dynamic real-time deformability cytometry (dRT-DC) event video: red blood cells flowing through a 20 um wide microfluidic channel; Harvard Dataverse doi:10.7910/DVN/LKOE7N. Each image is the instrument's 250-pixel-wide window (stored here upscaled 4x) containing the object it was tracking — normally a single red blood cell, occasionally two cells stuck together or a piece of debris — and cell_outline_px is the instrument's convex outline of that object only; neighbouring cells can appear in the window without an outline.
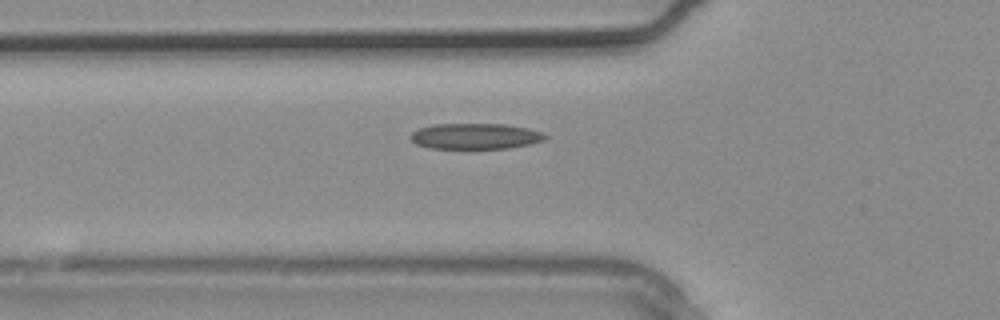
{"species": "common noctule bat (a hibernating species)", "species_latin": "Nyctalus noctula", "temperature_condition": "warm", "stored_images_in_passage": 2, "camera_frame_rate_fps": 3000, "um_per_image_px": 0.085, "animal": {"sex": "male", "body_mass_g": 20.4}, "frame": {"image": 1, "passage_image": 2, "time_ms": 0.333, "image_size_px": [1000, 320], "cell_outline_px": [[548, 136], [544, 140], [528, 144], [508, 148], [428, 148], [416, 144], [408, 136], [412, 132], [420, 128], [432, 124], [504, 124], [528, 128], [544, 132]], "centroid_in_image_um": [40.39, 11.57], "position_along_channel_um": 85.4, "area_um2": 20.23}}